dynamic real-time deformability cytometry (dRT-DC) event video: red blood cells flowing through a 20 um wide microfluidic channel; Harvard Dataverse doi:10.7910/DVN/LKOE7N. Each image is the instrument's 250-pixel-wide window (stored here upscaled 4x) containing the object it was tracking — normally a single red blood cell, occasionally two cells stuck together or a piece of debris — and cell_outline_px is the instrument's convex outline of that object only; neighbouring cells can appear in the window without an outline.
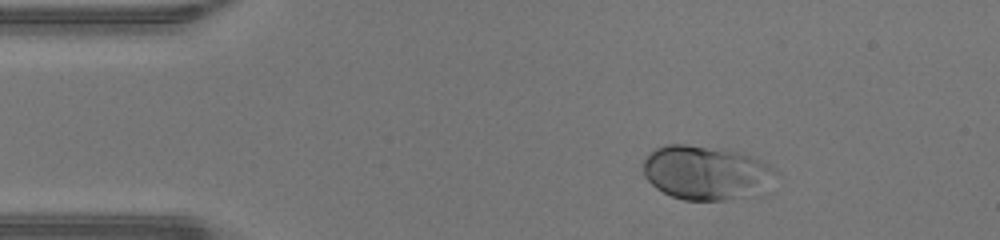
{"species": "human", "species_latin": "Homo sapiens", "temperature_condition": "warm", "stored_images_in_passage": 46, "camera_frame_rate_fps": 3000, "um_per_image_px": 0.085, "donor": {"sex": "male"}, "frame": {"image": 1, "passage_image": 6, "time_ms": 1.667, "image_size_px": [1000, 240], "cell_outline_px": [[780, 172], [752, 196], [724, 200], [684, 200], [672, 196], [656, 188], [644, 176], [644, 160], [656, 148], [668, 144], [688, 144], [724, 148], [760, 160], [776, 168]], "centroid_in_image_um": [60.0, 14.67], "position_along_channel_um": 25.0, "area_um2": 41.5}}
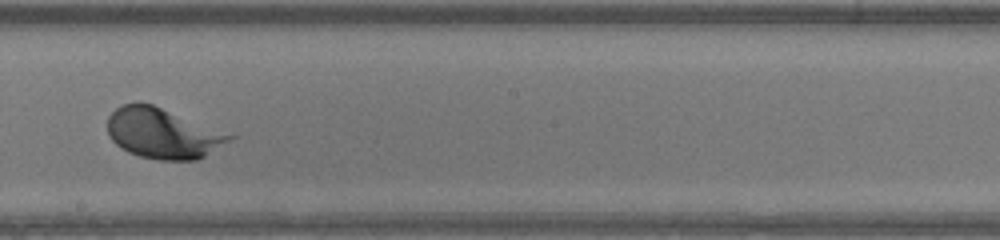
{"frame": {"image": 2, "passage_image": 25, "time_ms": 8.0, "image_size_px": [1000, 240], "cell_outline_px": [[236, 136], [204, 156], [196, 160], [156, 160], [140, 156], [128, 152], [120, 148], [108, 136], [108, 116], [120, 104], [152, 104]], "centroid_in_image_um": [13.79, 11.35], "position_along_channel_um": 234.4, "area_um2": 35.32}}
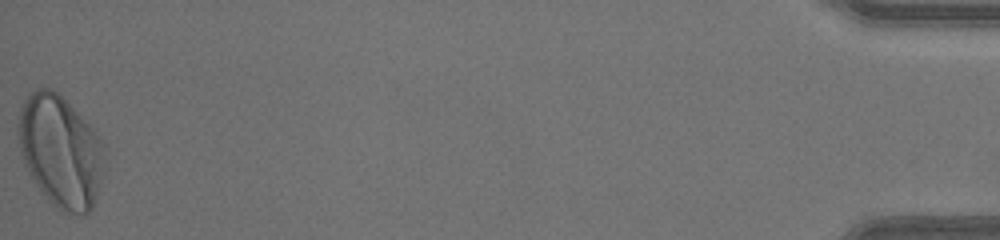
{"frame": {"image": 3, "passage_image": 46, "time_ms": 15.0, "image_size_px": [1000, 240], "cell_outline_px": [[104, 176], [92, 208], [84, 216], [80, 216], [60, 212], [40, 192], [28, 172], [24, 164], [20, 152], [16, 132], [16, 128], [20, 108], [28, 92], [40, 84], [52, 88], [92, 128], [104, 144]], "centroid_in_image_um": [5.11, 12.88], "position_along_channel_um": 430.1, "area_um2": 57.28}, "authors_computed_cell_mechanics": {"area_um2": 36.2406, "velocity_mm_per_s": 4.3583, "shape_relaxation_time_tau1_ms": 1.3138, "shape_relaxation_time_tau2_ms": null, "deformation_change_tau1": 0.1691, "deformation_change_tau2": null}}